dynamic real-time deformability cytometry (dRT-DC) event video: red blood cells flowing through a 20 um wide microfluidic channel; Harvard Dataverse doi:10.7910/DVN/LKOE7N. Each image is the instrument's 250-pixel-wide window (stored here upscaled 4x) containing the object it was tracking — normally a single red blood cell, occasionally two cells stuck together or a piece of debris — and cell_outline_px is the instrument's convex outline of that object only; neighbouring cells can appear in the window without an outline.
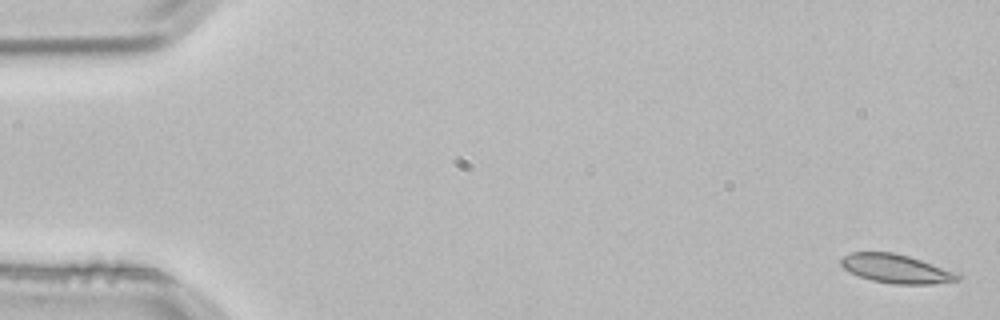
{"species": "common noctule bat (a hibernating species)", "species_latin": "Nyctalus noctula", "temperature_condition": "room temperature", "stored_images_in_passage": 4, "camera_frame_rate_fps": 3000, "um_per_image_px": 0.085, "animal": {"sex": "male", "body_mass_g": 21.5, "forearm_length_mm": 52.0}, "frame": {"image": 1, "passage_image": 1, "time_ms": 0.0, "image_size_px": [1000, 320], "cell_outline_px": [[960, 280], [932, 284], [892, 284], [872, 280], [860, 276], [844, 268], [840, 264], [840, 260], [844, 256], [852, 252], [892, 252], [908, 256], [960, 272]], "centroid_in_image_um": [76.23, 22.84], "position_along_channel_um": 8.8, "area_um2": 19.59}}